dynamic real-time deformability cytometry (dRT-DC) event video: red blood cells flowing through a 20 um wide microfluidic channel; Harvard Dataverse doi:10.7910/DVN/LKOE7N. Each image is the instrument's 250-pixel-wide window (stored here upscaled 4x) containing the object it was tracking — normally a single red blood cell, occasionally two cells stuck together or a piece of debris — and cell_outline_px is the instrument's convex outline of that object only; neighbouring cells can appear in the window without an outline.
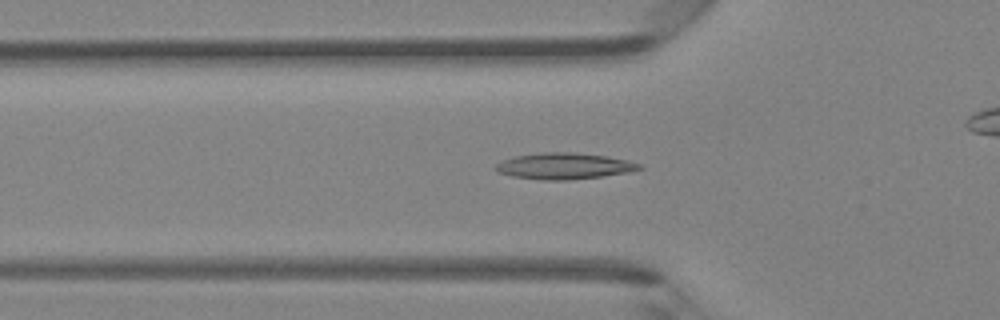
{"species": "Egyptian fruit bat (a non-hibernating species)", "species_latin": "Rousettus aegyptiacus", "temperature_condition": "room temperature", "stored_images_in_passage": 48, "camera_frame_rate_fps": 3000, "um_per_image_px": 0.085, "animal": {"sex": "female"}, "frame": {"image": 1, "passage_image": 16, "time_ms": 5.0, "image_size_px": [1000, 320], "cell_outline_px": [[644, 168], [628, 172], [600, 176], [568, 180], [544, 180], [512, 176], [500, 172], [492, 168], [500, 160], [516, 156], [540, 152], [572, 152], [604, 156], [628, 160], [644, 164]], "centroid_in_image_um": [47.95, 14.11], "position_along_channel_um": 77.9, "area_um2": 21.96}}
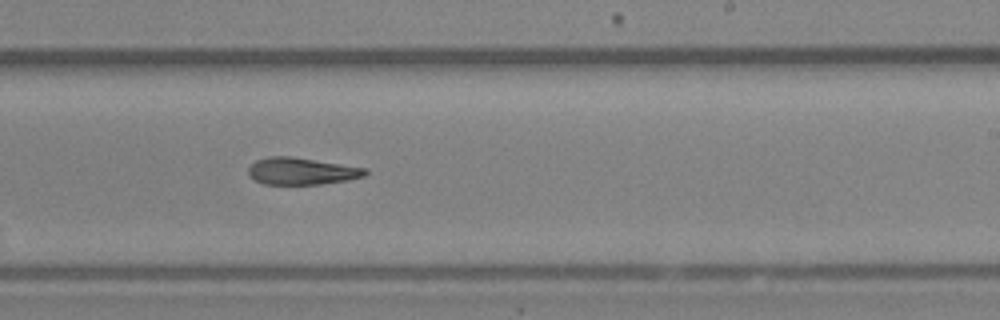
{"frame": {"image": 2, "passage_image": 29, "time_ms": 9.333, "image_size_px": [1000, 320], "cell_outline_px": [[368, 172], [364, 176], [348, 180], [320, 184], [264, 184], [248, 176], [248, 168], [256, 160], [268, 156], [292, 156], [368, 168]], "centroid_in_image_um": [25.64, 14.54], "position_along_channel_um": 263.4, "area_um2": 18.5}}
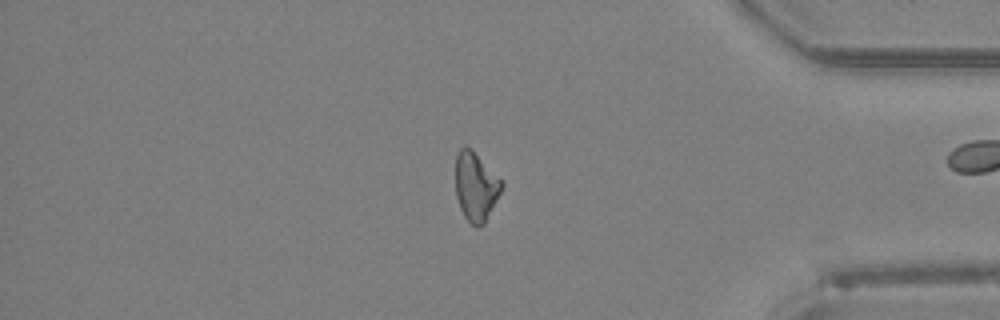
{"frame": {"image": 3, "passage_image": 40, "time_ms": 13.0, "image_size_px": [1000, 320], "cell_outline_px": [[504, 184], [484, 224], [476, 228], [464, 216], [460, 208], [456, 196], [456, 152], [464, 144], [472, 148]], "centroid_in_image_um": [40.41, 15.82], "position_along_channel_um": 394.8, "area_um2": 18.38}}